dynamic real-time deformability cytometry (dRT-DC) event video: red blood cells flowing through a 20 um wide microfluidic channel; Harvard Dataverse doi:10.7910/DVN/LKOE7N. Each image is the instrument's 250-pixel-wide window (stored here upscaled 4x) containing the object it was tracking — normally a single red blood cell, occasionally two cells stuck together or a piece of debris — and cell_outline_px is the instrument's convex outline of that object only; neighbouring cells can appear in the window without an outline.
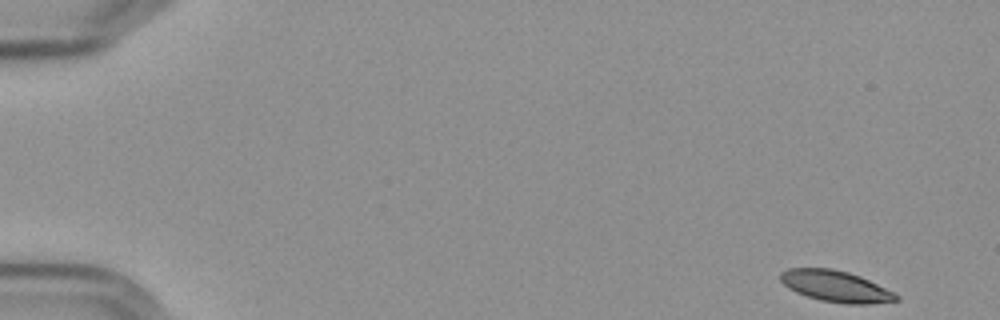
{"species": "Egyptian fruit bat (a non-hibernating species)", "species_latin": "Rousettus aegyptiacus", "temperature_condition": "cold", "stored_images_in_passage": 55, "camera_frame_rate_fps": 3000, "um_per_image_px": 0.085, "frame": {"image": 1, "passage_image": 1, "time_ms": 0.0, "image_size_px": [1000, 320], "cell_outline_px": [[900, 300], [868, 304], [844, 304], [820, 300], [796, 292], [788, 288], [780, 280], [780, 272], [788, 268], [832, 268], [848, 272], [860, 276], [896, 292], [900, 296]], "centroid_in_image_um": [71.07, 24.33], "position_along_channel_um": 13.9, "area_um2": 21.27}}
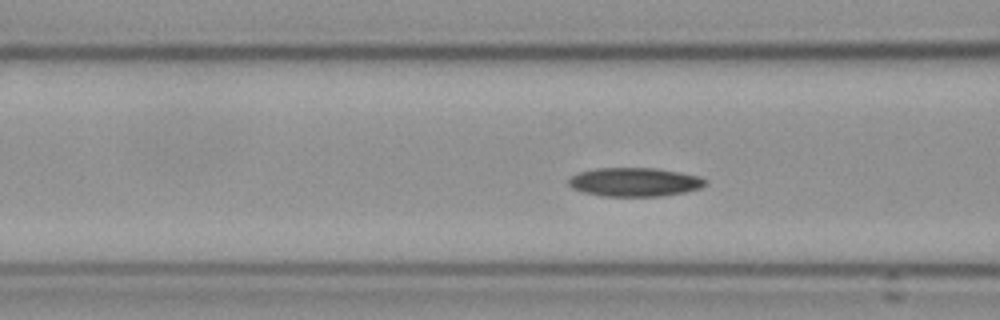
{"frame": {"image": 2, "passage_image": 21, "time_ms": 6.667, "image_size_px": [1000, 320], "cell_outline_px": [[708, 184], [700, 188], [684, 192], [660, 196], [604, 196], [584, 192], [572, 188], [568, 184], [568, 180], [576, 172], [596, 168], [656, 168], [680, 172], [700, 176], [708, 180]], "centroid_in_image_um": [53.96, 15.46], "position_along_channel_um": 112.6, "area_um2": 23.06}}
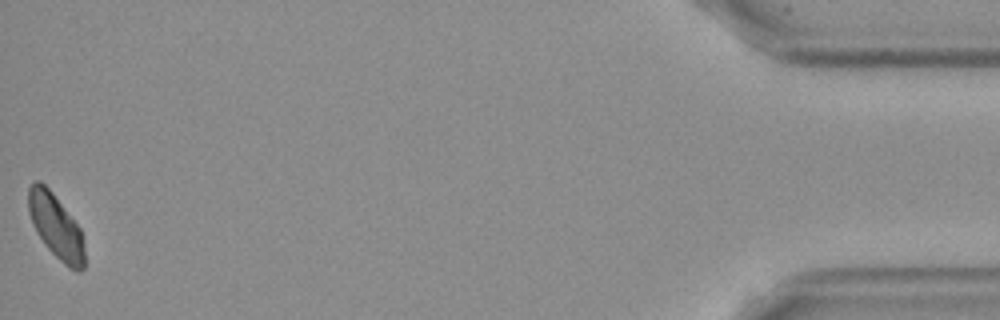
{"frame": {"image": 3, "passage_image": 55, "time_ms": 18.0, "image_size_px": [1000, 320], "cell_outline_px": [[84, 268], [80, 272], [76, 272], [68, 268], [44, 244], [36, 232], [32, 224], [28, 212], [28, 188], [36, 180], [40, 180], [52, 192], [80, 228], [84, 244]], "centroid_in_image_um": [4.74, 19.26], "position_along_channel_um": 430.5, "area_um2": 21.04}, "authors_computed_cell_mechanics": {"area_um2": 22.3686, "velocity_mm_per_s": 3.5678, "shape_relaxation_time_tau1_ms": 10.0349, "shape_relaxation_time_tau2_ms": null, "deformation_change_tau1": 0.1478, "deformation_change_tau2": null}}